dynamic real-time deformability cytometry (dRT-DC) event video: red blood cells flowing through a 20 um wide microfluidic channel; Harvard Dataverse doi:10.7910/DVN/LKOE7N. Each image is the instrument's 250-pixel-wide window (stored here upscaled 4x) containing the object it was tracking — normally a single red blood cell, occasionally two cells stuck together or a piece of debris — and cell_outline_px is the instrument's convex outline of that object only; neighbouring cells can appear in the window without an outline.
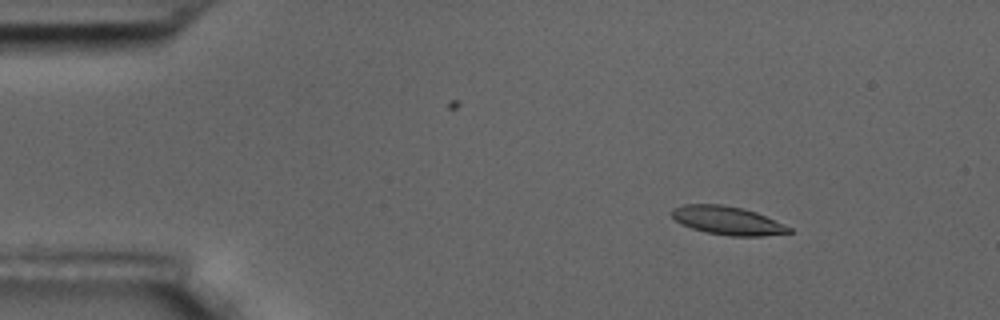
{"species": "common noctule bat (a hibernating species)", "species_latin": "Nyctalus noctula", "temperature_condition": "room temperature", "stored_images_in_passage": 3, "camera_frame_rate_fps": 3000, "um_per_image_px": 0.085, "animal": {"sex": "male", "body_mass_g": 17.5, "forearm_length_mm": 52.3}, "frame": {"image": 1, "passage_image": 1, "time_ms": 0.0, "image_size_px": [1000, 320], "cell_outline_px": [[792, 232], [760, 236], [732, 236], [708, 232], [692, 228], [680, 224], [668, 212], [672, 208], [684, 204], [720, 204], [744, 208], [756, 212], [792, 228]], "centroid_in_image_um": [61.79, 18.73], "position_along_channel_um": 23.2, "area_um2": 19.36}}